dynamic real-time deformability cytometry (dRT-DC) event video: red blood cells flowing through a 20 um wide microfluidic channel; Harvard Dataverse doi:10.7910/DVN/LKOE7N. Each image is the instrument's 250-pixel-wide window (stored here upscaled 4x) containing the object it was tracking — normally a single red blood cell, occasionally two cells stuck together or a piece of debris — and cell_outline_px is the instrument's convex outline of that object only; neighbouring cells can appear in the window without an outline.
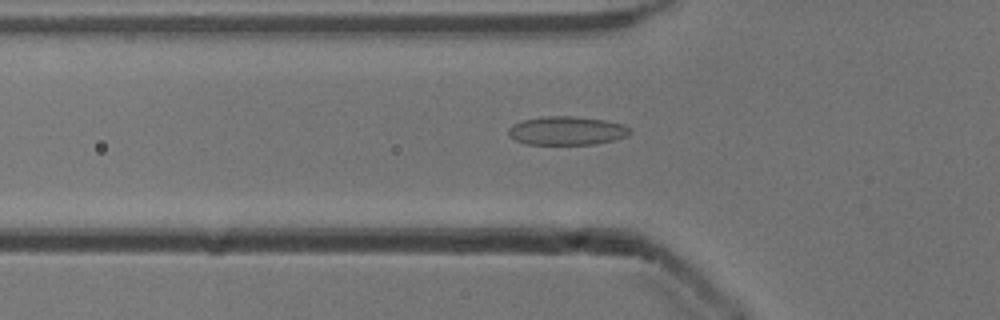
{"species": "common noctule bat (a hibernating species)", "species_latin": "Nyctalus noctula", "temperature_condition": "cold", "stored_images_in_passage": 51, "camera_frame_rate_fps": 3000, "um_per_image_px": 0.085, "animal": {"sex": "male", "body_mass_g": 13.3}, "frame": {"image": 1, "passage_image": 17, "time_ms": 5.333, "image_size_px": [1000, 320], "cell_outline_px": [[632, 132], [628, 136], [616, 140], [596, 144], [524, 144], [508, 136], [508, 128], [512, 124], [524, 120], [544, 116], [572, 116], [604, 120], [624, 124], [632, 128]], "centroid_in_image_um": [48.21, 11.11], "position_along_channel_um": 77.6, "area_um2": 20.52}}
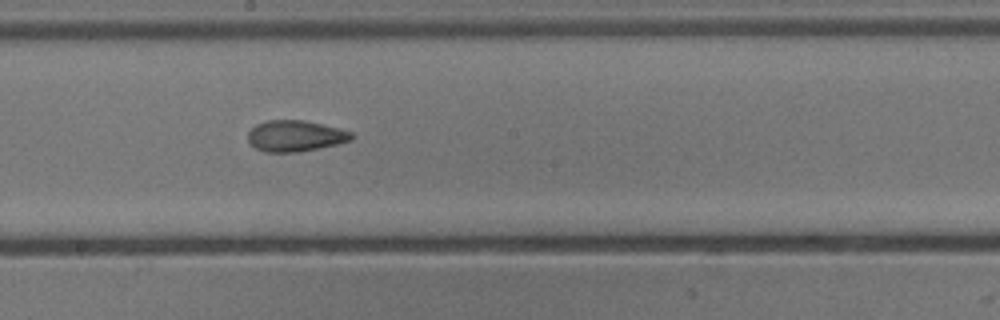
{"frame": {"image": 2, "passage_image": 28, "time_ms": 9.0, "image_size_px": [1000, 320], "cell_outline_px": [[352, 140], [336, 144], [296, 152], [264, 152], [256, 148], [248, 140], [248, 132], [256, 124], [268, 120], [304, 120], [340, 128], [352, 132]], "centroid_in_image_um": [25.09, 11.54], "position_along_channel_um": 223.1, "area_um2": 18.61}}
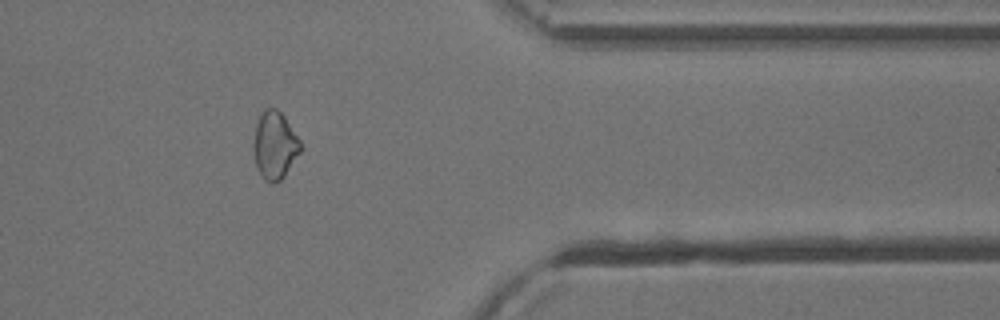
{"frame": {"image": 3, "passage_image": 42, "time_ms": 13.667, "image_size_px": [1000, 320], "cell_outline_px": [[300, 152], [284, 176], [280, 180], [272, 184], [268, 184], [264, 180], [256, 164], [252, 148], [252, 144], [256, 124], [264, 108], [276, 108], [284, 116], [300, 140]], "centroid_in_image_um": [23.33, 12.36], "position_along_channel_um": 388.1, "area_um2": 18.44}, "authors_computed_cell_mechanics": {"area_um2": 19.074, "velocity_mm_per_s": 3.925, "shape_relaxation_time_tau1_ms": null, "shape_relaxation_time_tau2_ms": 3.3698, "deformation_change_tau1": null, "deformation_change_tau2": 0.0805}}